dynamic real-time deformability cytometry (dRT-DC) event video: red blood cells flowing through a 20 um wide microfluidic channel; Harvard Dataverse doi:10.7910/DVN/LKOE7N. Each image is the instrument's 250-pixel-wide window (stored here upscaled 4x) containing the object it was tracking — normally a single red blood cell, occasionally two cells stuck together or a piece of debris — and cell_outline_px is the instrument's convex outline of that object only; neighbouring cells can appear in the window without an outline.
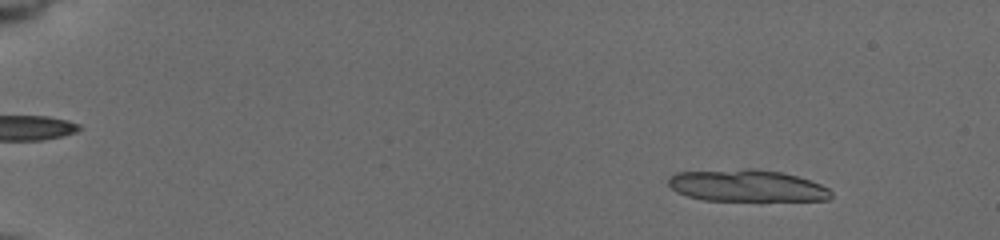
{"species": "common noctule bat (a hibernating species)", "species_latin": "Nyctalus noctula", "temperature_condition": "cold", "stored_images_in_passage": 21, "camera_frame_rate_fps": 3000, "um_per_image_px": 0.085, "animal": {"sex": "female", "body_mass_g": 19.5, "forearm_length_mm": 54.1}, "frame": {"image": 1, "passage_image": 7, "time_ms": 2.0, "image_size_px": [1000, 240], "cell_outline_px": [[832, 200], [760, 204], [704, 200], [688, 196], [676, 192], [668, 184], [668, 176], [676, 172], [744, 168], [752, 168], [784, 172], [820, 184], [828, 188], [832, 192]], "centroid_in_image_um": [63.55, 15.85], "position_along_channel_um": 21.4, "area_um2": 32.25}}